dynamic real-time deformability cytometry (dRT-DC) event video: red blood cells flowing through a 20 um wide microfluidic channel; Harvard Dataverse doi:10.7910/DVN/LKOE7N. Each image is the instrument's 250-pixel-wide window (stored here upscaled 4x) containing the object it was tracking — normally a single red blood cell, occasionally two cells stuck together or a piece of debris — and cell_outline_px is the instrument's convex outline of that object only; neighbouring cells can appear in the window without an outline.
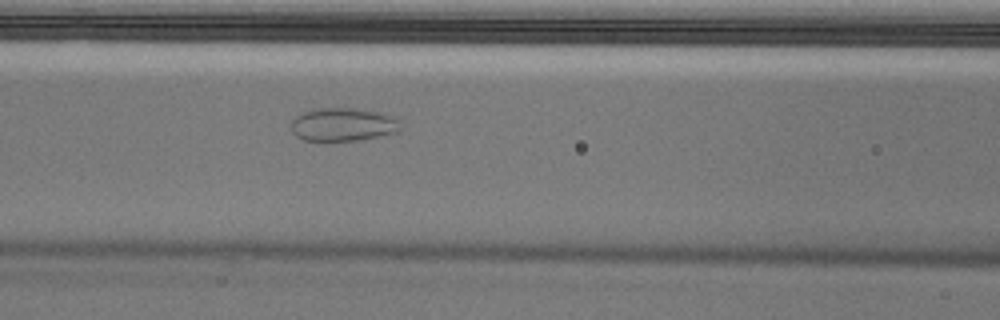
{"species": "Egyptian fruit bat (a non-hibernating species)", "species_latin": "Rousettus aegyptiacus", "temperature_condition": "cold", "stored_images_in_passage": 53, "camera_frame_rate_fps": 3000, "um_per_image_px": 0.085, "animal": {"sex": "male"}, "frame": {"image": 1, "passage_image": 23, "time_ms": 7.333, "image_size_px": [1000, 320], "cell_outline_px": [[400, 132], [360, 140], [304, 140], [296, 136], [292, 132], [292, 120], [300, 112], [316, 108], [352, 108], [376, 112], [392, 116], [396, 120], [400, 128]], "centroid_in_image_um": [29.12, 10.58], "position_along_channel_um": 137.5, "area_um2": 21.04}}